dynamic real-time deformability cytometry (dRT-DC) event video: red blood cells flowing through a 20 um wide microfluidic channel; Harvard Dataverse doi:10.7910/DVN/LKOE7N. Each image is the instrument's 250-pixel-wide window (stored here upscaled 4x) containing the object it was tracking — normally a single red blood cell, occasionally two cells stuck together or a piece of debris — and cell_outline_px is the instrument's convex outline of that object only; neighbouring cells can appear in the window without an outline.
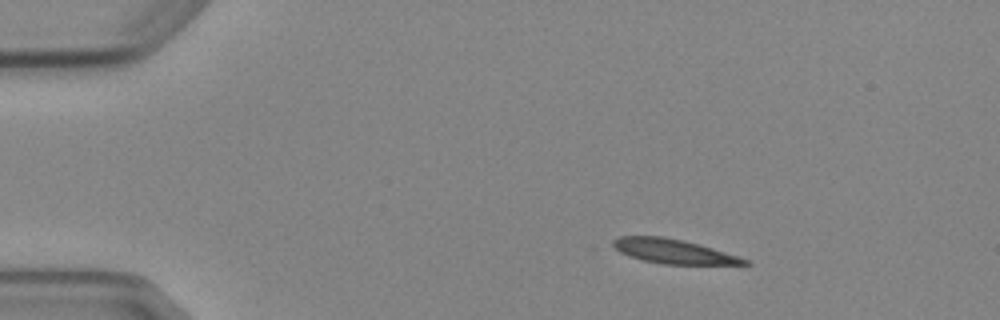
{"species": "Egyptian fruit bat (a non-hibernating species)", "species_latin": "Rousettus aegyptiacus", "temperature_condition": "cold", "stored_images_in_passage": 4, "camera_frame_rate_fps": 3000, "um_per_image_px": 0.085, "animal": {"sex": "female"}, "frame": {"image": 1, "passage_image": 1, "time_ms": 0.0, "image_size_px": [1000, 320], "cell_outline_px": [[752, 264], [664, 264], [644, 260], [628, 256], [620, 252], [612, 244], [612, 240], [620, 236], [664, 236], [684, 240], [700, 244], [752, 260]], "centroid_in_image_um": [57.28, 21.35], "position_along_channel_um": 27.7, "area_um2": 18.73}}
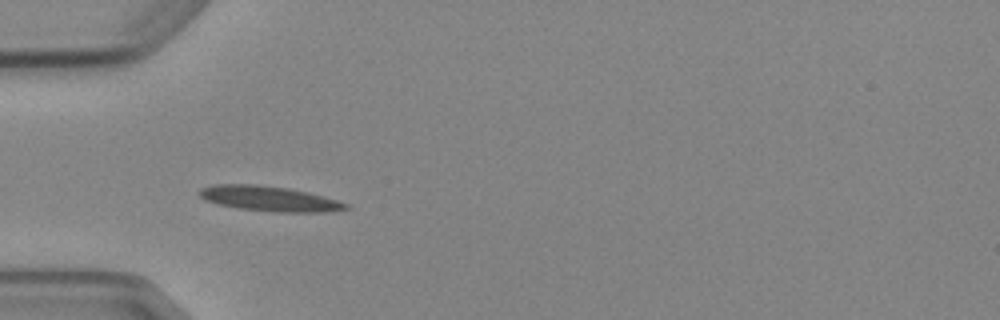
{"frame": {"image": 2, "passage_image": 3, "time_ms": 2.667, "image_size_px": [1000, 320], "cell_outline_px": [[352, 208], [328, 212], [276, 212], [240, 208], [216, 204], [204, 200], [196, 192], [200, 188], [212, 184], [256, 184], [288, 188], [308, 192], [324, 196], [348, 204]], "centroid_in_image_um": [22.86, 16.88], "position_along_channel_um": 62.1, "area_um2": 21.62}}
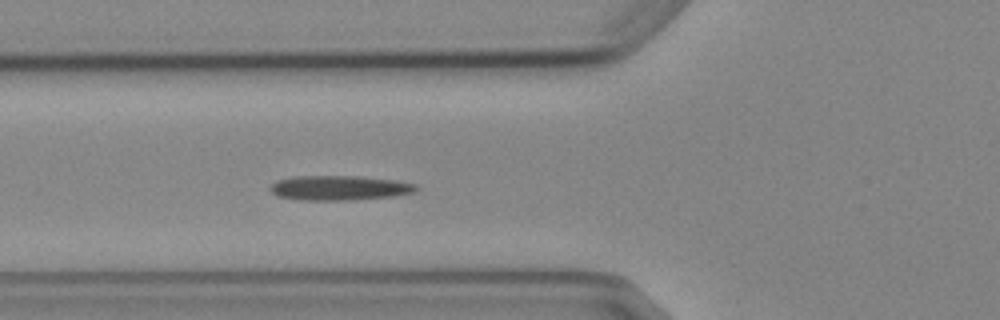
{"frame": {"image": 3, "passage_image": 4, "time_ms": 3.667, "image_size_px": [1000, 320], "cell_outline_px": [[420, 188], [412, 192], [392, 196], [348, 200], [300, 200], [276, 196], [268, 188], [276, 180], [296, 176], [360, 176], [396, 180], [416, 184]], "centroid_in_image_um": [28.81, 15.96], "position_along_channel_um": 97.0, "area_um2": 21.04}}